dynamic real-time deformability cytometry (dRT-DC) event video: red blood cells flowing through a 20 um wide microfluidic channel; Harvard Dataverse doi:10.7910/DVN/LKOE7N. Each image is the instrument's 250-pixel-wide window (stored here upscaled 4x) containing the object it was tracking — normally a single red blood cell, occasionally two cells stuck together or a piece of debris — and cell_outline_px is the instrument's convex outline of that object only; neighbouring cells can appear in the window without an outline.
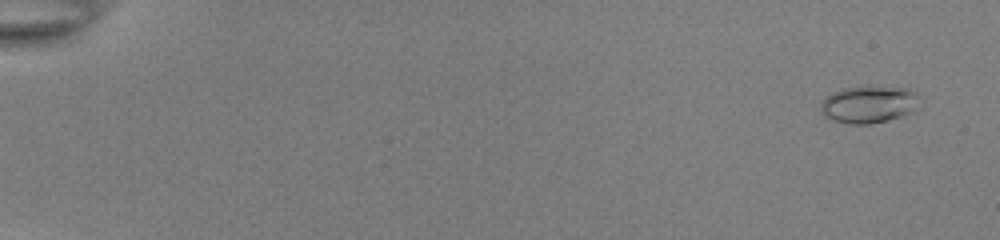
{"species": "common noctule bat (a hibernating species)", "species_latin": "Nyctalus noctula", "temperature_condition": "room temperature", "stored_images_in_passage": 54, "camera_frame_rate_fps": 3000, "um_per_image_px": 0.085, "animal": {"sex": "female", "body_mass_g": 22.0, "forearm_length_mm": 56.7}, "frame": {"image": 1, "passage_image": 3, "time_ms": 0.667, "image_size_px": [1000, 240], "cell_outline_px": [[916, 96], [912, 112], [888, 120], [868, 124], [848, 124], [832, 120], [820, 108], [820, 104], [832, 92], [844, 88], [908, 88], [916, 92]], "centroid_in_image_um": [73.8, 8.9], "position_along_channel_um": 11.2, "area_um2": 20.46}}
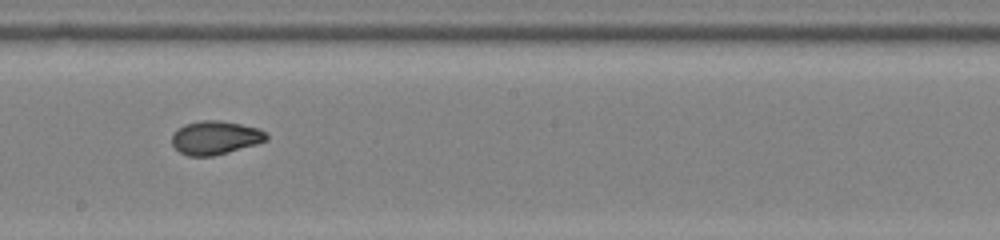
{"frame": {"image": 2, "passage_image": 33, "time_ms": 10.667, "image_size_px": [1000, 240], "cell_outline_px": [[268, 140], [256, 144], [228, 152], [212, 156], [188, 156], [180, 152], [172, 144], [172, 136], [184, 124], [200, 120], [220, 120], [240, 124], [256, 128], [264, 132], [268, 136]], "centroid_in_image_um": [18.29, 11.7], "position_along_channel_um": 229.9, "area_um2": 18.26}}
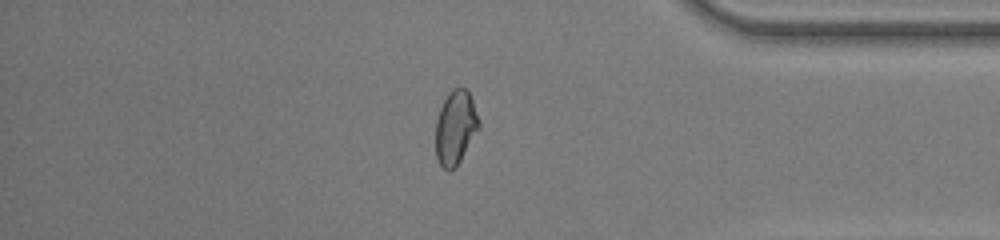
{"frame": {"image": 3, "passage_image": 47, "time_ms": 15.333, "image_size_px": [1000, 240], "cell_outline_px": [[480, 128], [456, 168], [448, 172], [440, 164], [436, 156], [436, 120], [440, 108], [448, 92], [452, 88], [468, 88], [480, 124]], "centroid_in_image_um": [38.72, 10.85], "position_along_channel_um": 396.5, "area_um2": 18.79}, "authors_computed_cell_mechanics": {"area_um2": 18.5827, "velocity_mm_per_s": 3.9107, "shape_relaxation_time_tau1_ms": 5.5222, "shape_relaxation_time_tau2_ms": 1.0954, "deformation_change_tau1": 0.1416, "deformation_change_tau2": 0.0535}}